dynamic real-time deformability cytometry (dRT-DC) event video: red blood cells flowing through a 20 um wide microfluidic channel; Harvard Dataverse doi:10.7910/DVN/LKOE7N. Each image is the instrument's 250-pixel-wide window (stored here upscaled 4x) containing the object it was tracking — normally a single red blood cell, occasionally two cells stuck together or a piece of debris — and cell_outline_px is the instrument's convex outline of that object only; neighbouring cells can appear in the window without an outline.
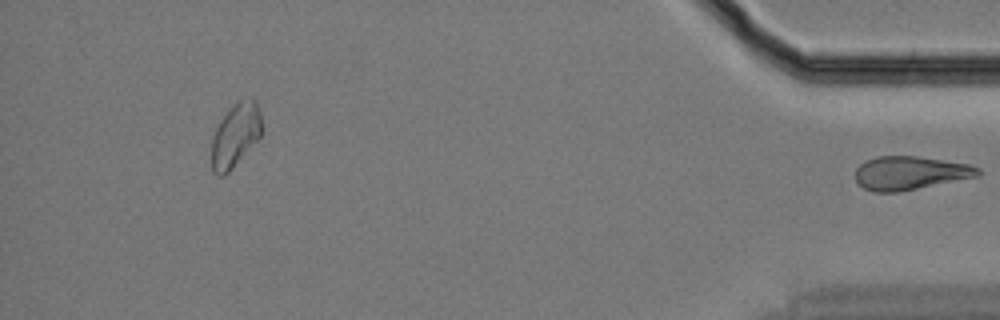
{"species": "Egyptian fruit bat (a non-hibernating species)", "species_latin": "Rousettus aegyptiacus", "temperature_condition": "cold", "stored_images_in_passage": 45, "segment_of_instrument_passage": [2, 2], "camera_frame_rate_fps": 3000, "um_per_image_px": 0.085, "animal": {"sex": "female"}, "frame": {"image": 1, "passage_image": 45, "time_ms": 14.667, "image_size_px": [1000, 320], "cell_outline_px": [[980, 176], [896, 192], [876, 192], [864, 188], [856, 180], [856, 168], [860, 164], [876, 156], [916, 156], [968, 164], [980, 168]], "centroid_in_image_um": [77.36, 14.7], "position_along_channel_um": 357.8, "area_um2": 23.64}}